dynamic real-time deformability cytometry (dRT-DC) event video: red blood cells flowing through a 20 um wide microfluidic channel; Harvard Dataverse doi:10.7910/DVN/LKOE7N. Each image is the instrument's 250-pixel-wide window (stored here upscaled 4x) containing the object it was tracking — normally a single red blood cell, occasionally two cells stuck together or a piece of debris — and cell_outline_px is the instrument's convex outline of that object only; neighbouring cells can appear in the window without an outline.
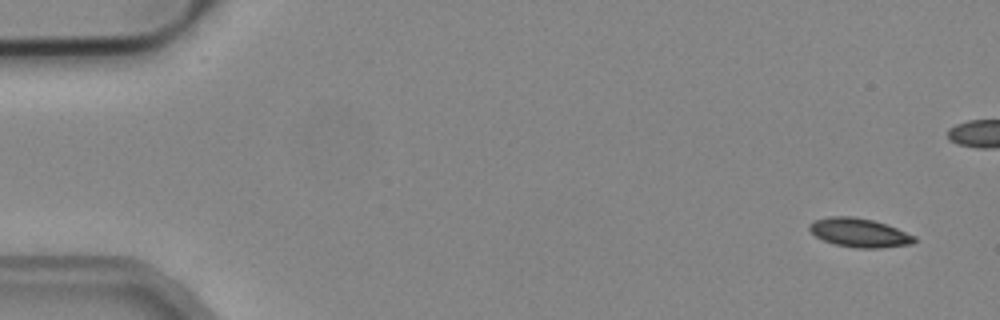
{"species": "common noctule bat (a hibernating species)", "species_latin": "Nyctalus noctula", "temperature_condition": "cold", "stored_images_in_passage": 5, "camera_frame_rate_fps": 3000, "um_per_image_px": 0.085, "animal": {"sex": "male", "body_mass_g": 19.2, "forearm_length_mm": 51.8}, "frame": {"image": 1, "passage_image": 1, "time_ms": 0.0, "image_size_px": [1000, 320], "cell_outline_px": [[916, 240], [912, 244], [880, 248], [856, 248], [836, 244], [824, 240], [816, 236], [808, 228], [808, 224], [816, 220], [828, 216], [852, 216], [872, 220], [896, 228], [916, 236]], "centroid_in_image_um": [73.04, 19.78], "position_along_channel_um": 12.0, "area_um2": 17.51}}
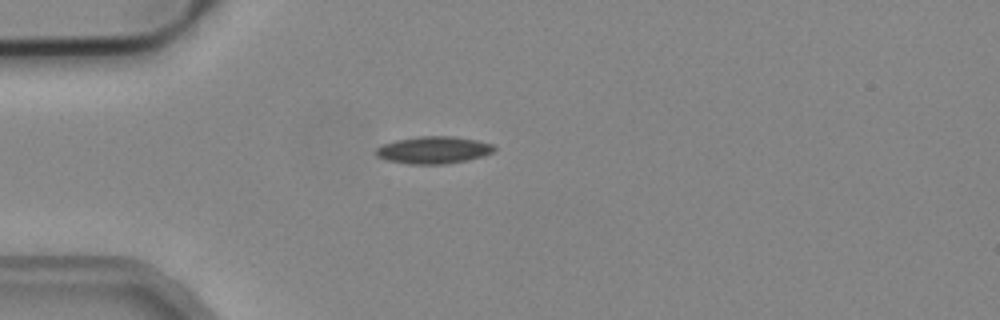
{"frame": {"image": 2, "passage_image": 5, "time_ms": 1.333, "image_size_px": [1000, 320], "cell_outline_px": [[496, 148], [492, 152], [484, 156], [468, 160], [444, 164], [408, 164], [388, 160], [376, 156], [376, 148], [384, 144], [396, 140], [420, 136], [452, 136], [476, 140], [492, 144]], "centroid_in_image_um": [36.86, 12.75], "position_along_channel_um": 48.1, "area_um2": 18.67}}